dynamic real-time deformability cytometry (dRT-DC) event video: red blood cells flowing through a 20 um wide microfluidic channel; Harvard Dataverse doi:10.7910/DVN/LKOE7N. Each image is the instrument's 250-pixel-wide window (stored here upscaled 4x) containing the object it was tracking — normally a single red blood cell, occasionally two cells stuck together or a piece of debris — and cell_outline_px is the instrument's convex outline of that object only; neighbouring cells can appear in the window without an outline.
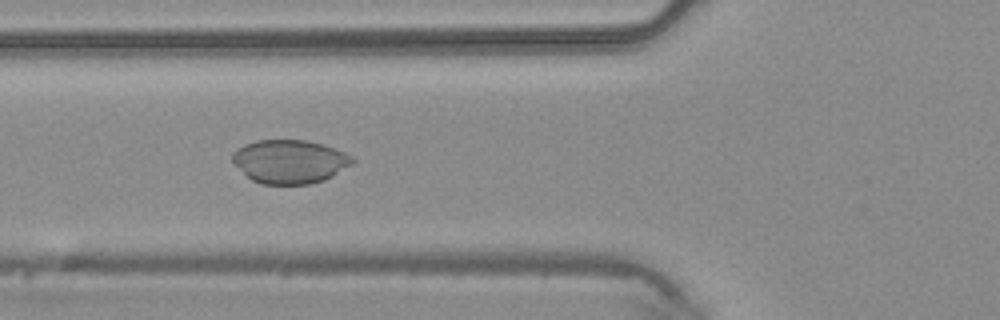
{"species": "common noctule bat (a hibernating species)", "species_latin": "Nyctalus noctula", "temperature_condition": "warm", "stored_images_in_passage": 40, "camera_frame_rate_fps": 3000, "um_per_image_px": 0.085, "animal": {"sex": "male", "body_mass_g": 20.4}, "frame": {"image": 1, "passage_image": 13, "time_ms": 4.0, "image_size_px": [1000, 320], "cell_outline_px": [[356, 160], [352, 164], [332, 176], [324, 180], [312, 184], [260, 184], [252, 180], [232, 164], [232, 152], [236, 148], [244, 144], [256, 140], [304, 140], [320, 144], [344, 152], [352, 156]], "centroid_in_image_um": [24.58, 13.74], "position_along_channel_um": 101.2, "area_um2": 30.63}}
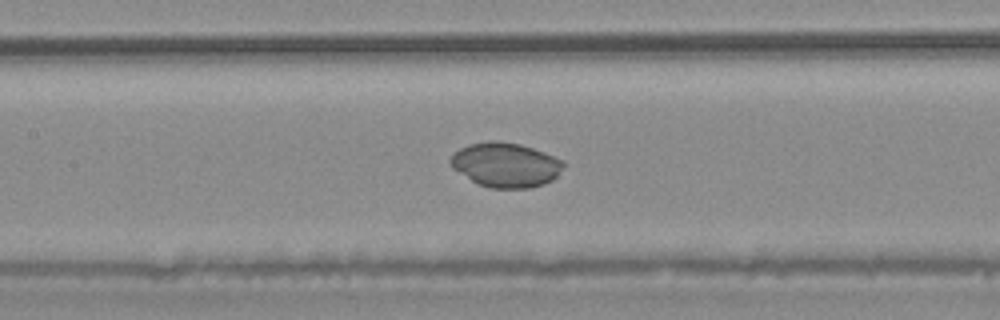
{"frame": {"image": 2, "passage_image": 17, "time_ms": 5.333, "image_size_px": [1000, 320], "cell_outline_px": [[564, 164], [556, 176], [552, 180], [544, 184], [528, 188], [492, 188], [480, 184], [472, 180], [452, 168], [448, 160], [460, 148], [468, 144], [488, 140], [496, 140], [520, 144], [544, 152], [564, 160]], "centroid_in_image_um": [42.97, 14.0], "position_along_channel_um": 164.4, "area_um2": 29.19}}
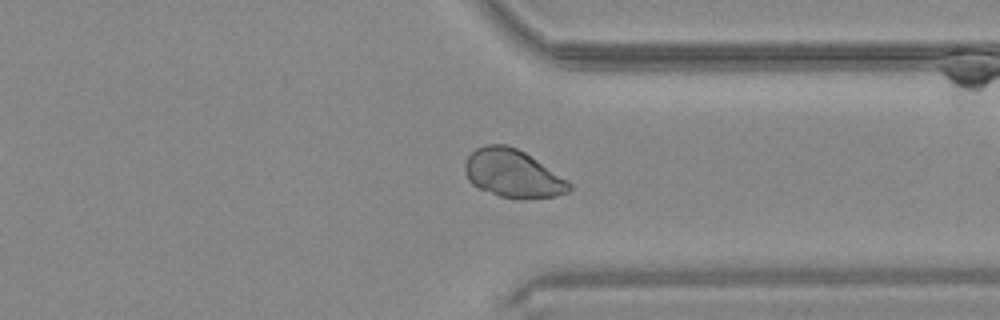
{"frame": {"image": 3, "passage_image": 30, "time_ms": 9.667, "image_size_px": [1000, 320], "cell_outline_px": [[572, 188], [568, 192], [556, 196], [528, 200], [516, 200], [500, 196], [480, 188], [472, 184], [468, 180], [464, 172], [464, 164], [468, 156], [476, 148], [488, 144], [504, 144], [516, 148], [524, 152], [568, 180], [572, 184]], "centroid_in_image_um": [43.59, 14.78], "position_along_channel_um": 367.8, "area_um2": 29.36}}